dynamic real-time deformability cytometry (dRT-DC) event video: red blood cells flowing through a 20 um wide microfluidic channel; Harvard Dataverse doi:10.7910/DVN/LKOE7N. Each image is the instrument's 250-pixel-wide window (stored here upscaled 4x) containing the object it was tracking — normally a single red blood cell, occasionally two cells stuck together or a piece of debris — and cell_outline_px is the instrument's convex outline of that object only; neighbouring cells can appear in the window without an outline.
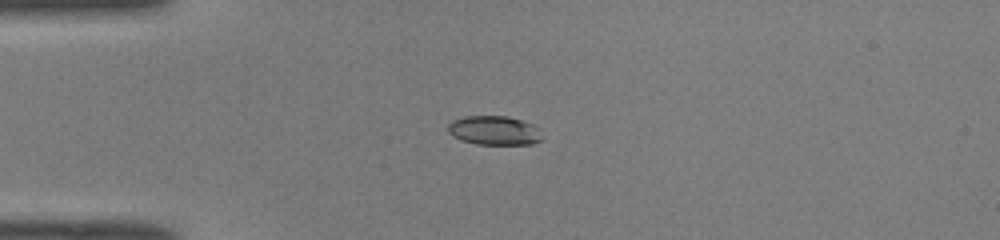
{"species": "common noctule bat (a hibernating species)", "species_latin": "Nyctalus noctula", "temperature_condition": "room temperature", "stored_images_in_passage": 22, "camera_frame_rate_fps": 3000, "um_per_image_px": 0.085, "animal": {"sex": "male", "body_mass_g": 19.0, "forearm_length_mm": 50.8}, "frame": {"image": 1, "passage_image": 1, "time_ms": 0.0, "image_size_px": [1000, 240], "cell_outline_px": [[540, 140], [532, 144], [476, 144], [460, 140], [452, 136], [448, 132], [448, 124], [452, 120], [464, 116], [508, 116], [532, 124], [540, 128]], "centroid_in_image_um": [41.97, 11.08], "position_along_channel_um": 43.0, "area_um2": 16.01}}
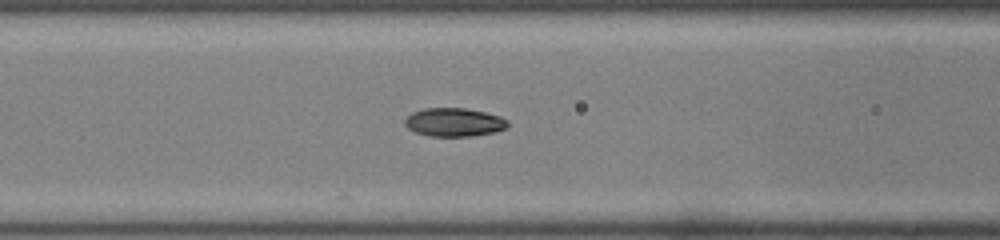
{"frame": {"image": 2, "passage_image": 9, "time_ms": 2.667, "image_size_px": [1000, 240], "cell_outline_px": [[508, 124], [504, 128], [496, 132], [472, 136], [428, 136], [416, 132], [408, 128], [404, 124], [404, 120], [412, 112], [424, 108], [464, 108], [484, 112], [500, 116], [508, 120]], "centroid_in_image_um": [38.59, 10.39], "position_along_channel_um": 128.0, "area_um2": 17.05}}
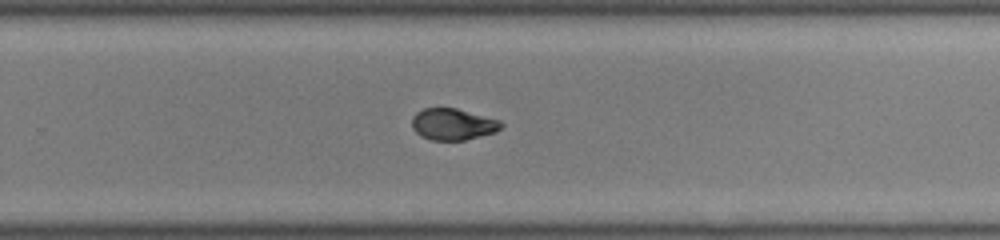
{"frame": {"image": 3, "passage_image": 21, "time_ms": 6.667, "image_size_px": [1000, 240], "cell_outline_px": [[504, 124], [496, 132], [464, 140], [432, 140], [420, 136], [412, 128], [412, 116], [416, 112], [424, 108], [456, 108], [500, 120]], "centroid_in_image_um": [38.48, 10.56], "position_along_channel_um": 291.3, "area_um2": 16.42}}